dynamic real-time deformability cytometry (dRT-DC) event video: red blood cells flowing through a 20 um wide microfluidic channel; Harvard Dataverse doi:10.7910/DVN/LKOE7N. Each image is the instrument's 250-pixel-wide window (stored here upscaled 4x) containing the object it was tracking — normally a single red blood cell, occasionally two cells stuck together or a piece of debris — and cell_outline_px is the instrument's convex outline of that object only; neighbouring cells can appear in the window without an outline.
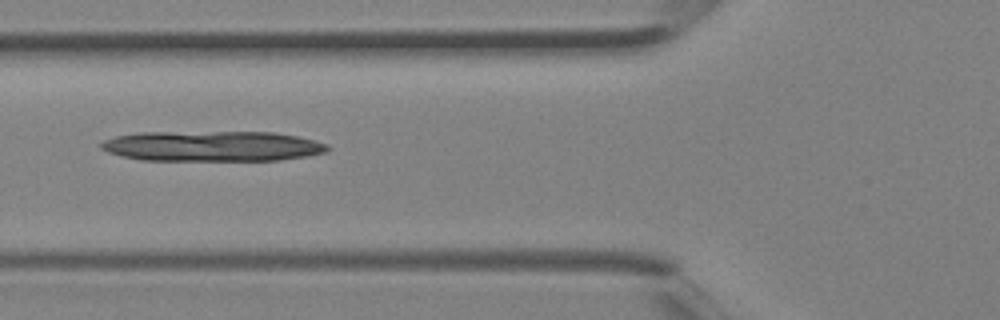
{"species": "Egyptian fruit bat (a non-hibernating species)", "species_latin": "Rousettus aegyptiacus", "temperature_condition": "room temperature", "stored_images_in_passage": 5, "camera_frame_rate_fps": 3000, "um_per_image_px": 0.085, "animal": {"sex": "female"}, "frame": {"image": 1, "passage_image": 5, "time_ms": 1.333, "image_size_px": [1000, 320], "cell_outline_px": [[328, 152], [308, 156], [280, 160], [140, 160], [120, 156], [108, 152], [100, 148], [100, 144], [104, 140], [116, 136], [136, 132], [272, 132], [296, 136], [328, 144]], "centroid_in_image_um": [18.02, 12.42], "position_along_channel_um": 107.8, "area_um2": 40.17}}